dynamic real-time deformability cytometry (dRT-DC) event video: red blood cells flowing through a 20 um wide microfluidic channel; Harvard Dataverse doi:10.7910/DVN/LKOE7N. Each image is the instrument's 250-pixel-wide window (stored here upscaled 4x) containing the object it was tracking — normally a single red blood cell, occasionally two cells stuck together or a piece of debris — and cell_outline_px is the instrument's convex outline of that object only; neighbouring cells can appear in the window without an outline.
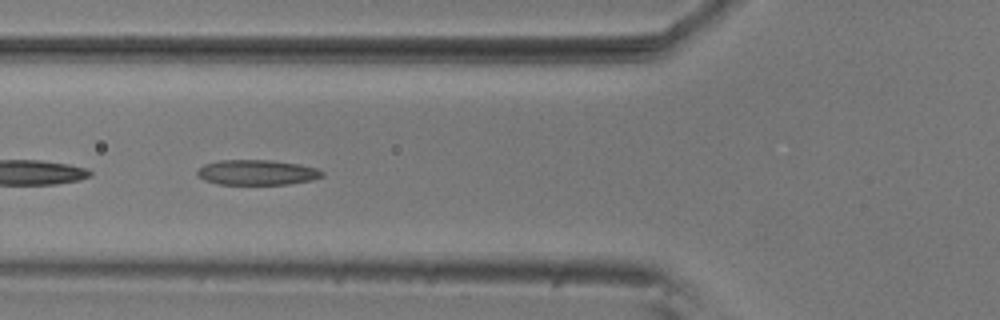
{"species": "common noctule bat (a hibernating species)", "species_latin": "Nyctalus noctula", "temperature_condition": "room temperature", "stored_images_in_passage": 13, "camera_frame_rate_fps": 3000, "um_per_image_px": 0.085, "animal": {"sex": "male", "body_mass_g": 20.5, "forearm_length_mm": 52.5}, "frame": {"image": 1, "passage_image": 7, "time_ms": 2.0, "image_size_px": [1000, 320], "cell_outline_px": [[324, 176], [312, 180], [288, 184], [220, 184], [204, 180], [196, 176], [196, 172], [204, 164], [220, 160], [268, 160], [300, 164], [316, 168], [324, 172]], "centroid_in_image_um": [21.84, 14.65], "position_along_channel_um": 104.0, "area_um2": 18.32}}